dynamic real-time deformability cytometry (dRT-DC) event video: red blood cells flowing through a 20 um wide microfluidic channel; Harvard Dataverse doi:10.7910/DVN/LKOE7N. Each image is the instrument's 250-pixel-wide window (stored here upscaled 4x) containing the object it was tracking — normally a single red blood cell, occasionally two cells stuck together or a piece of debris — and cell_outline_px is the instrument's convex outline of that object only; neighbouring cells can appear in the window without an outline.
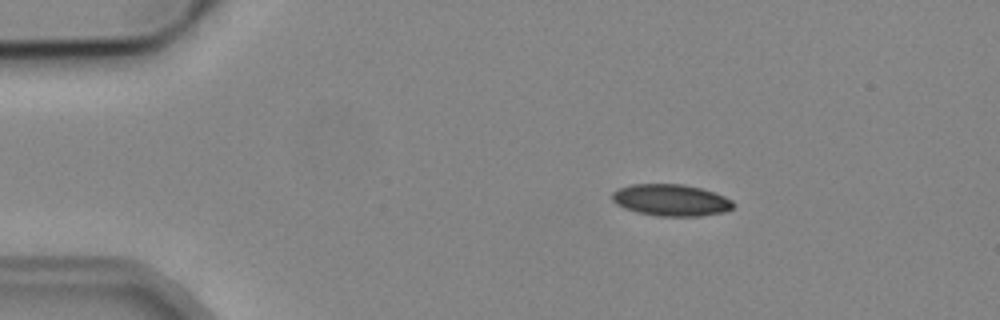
{"species": "common noctule bat (a hibernating species)", "species_latin": "Nyctalus noctula", "temperature_condition": "cold", "stored_images_in_passage": 4, "camera_frame_rate_fps": 3000, "um_per_image_px": 0.085, "animal": {"sex": "male", "body_mass_g": 19.2, "forearm_length_mm": 51.8}, "frame": {"image": 1, "passage_image": 2, "time_ms": 1.0, "image_size_px": [1000, 320], "cell_outline_px": [[736, 204], [732, 208], [724, 212], [700, 216], [660, 216], [636, 212], [624, 208], [616, 204], [612, 200], [612, 192], [620, 188], [632, 184], [684, 184], [716, 192], [732, 200]], "centroid_in_image_um": [57.05, 17.01], "position_along_channel_um": 27.9, "area_um2": 22.48}}
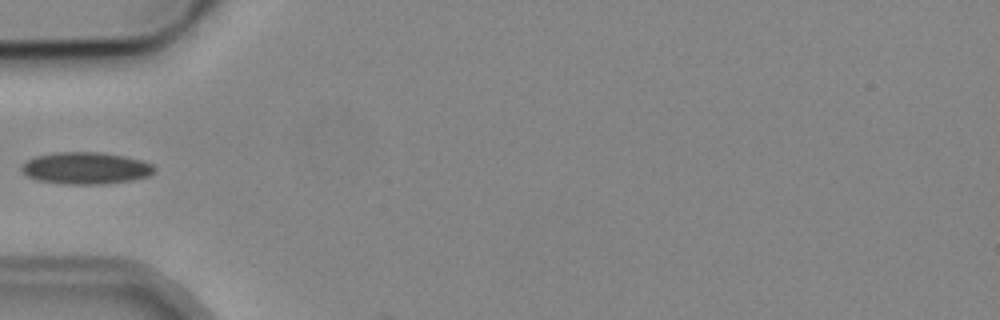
{"frame": {"image": 2, "passage_image": 4, "time_ms": 4.0, "image_size_px": [1000, 320], "cell_outline_px": [[156, 168], [148, 176], [132, 180], [104, 184], [64, 184], [36, 180], [28, 176], [20, 168], [28, 160], [36, 156], [52, 152], [100, 152], [124, 156], [140, 160], [152, 164]], "centroid_in_image_um": [7.28, 14.29], "position_along_channel_um": 77.7, "area_um2": 24.62}}